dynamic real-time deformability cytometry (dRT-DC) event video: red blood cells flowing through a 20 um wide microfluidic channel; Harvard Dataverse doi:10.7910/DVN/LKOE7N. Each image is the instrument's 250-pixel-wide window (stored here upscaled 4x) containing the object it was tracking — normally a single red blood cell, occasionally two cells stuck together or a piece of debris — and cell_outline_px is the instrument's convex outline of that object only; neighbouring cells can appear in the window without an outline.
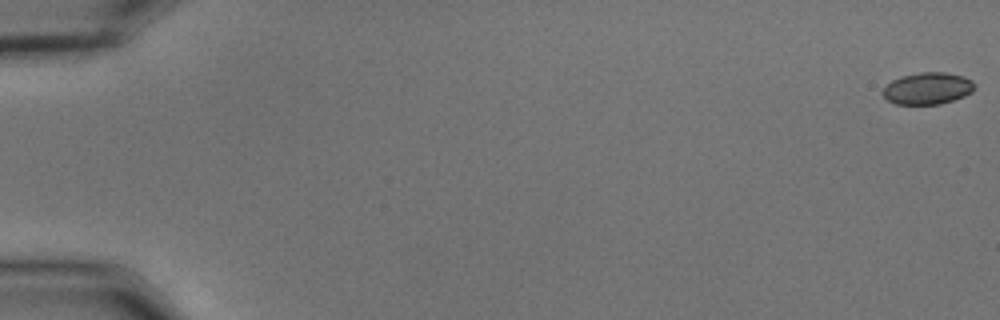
{"species": "common noctule bat (a hibernating species)", "species_latin": "Nyctalus noctula", "temperature_condition": "cold", "stored_images_in_passage": 52, "camera_frame_rate_fps": 3000, "um_per_image_px": 0.085, "animal": {"sex": "male", "body_mass_g": 15.6}, "frame": {"image": 1, "passage_image": 1, "time_ms": 0.0, "image_size_px": [1000, 320], "cell_outline_px": [[976, 88], [972, 92], [964, 96], [940, 104], [896, 104], [888, 100], [880, 92], [892, 80], [900, 76], [920, 72], [944, 72], [964, 76], [972, 80], [976, 84]], "centroid_in_image_um": [78.87, 7.5], "position_along_channel_um": 6.1, "area_um2": 17.17}}
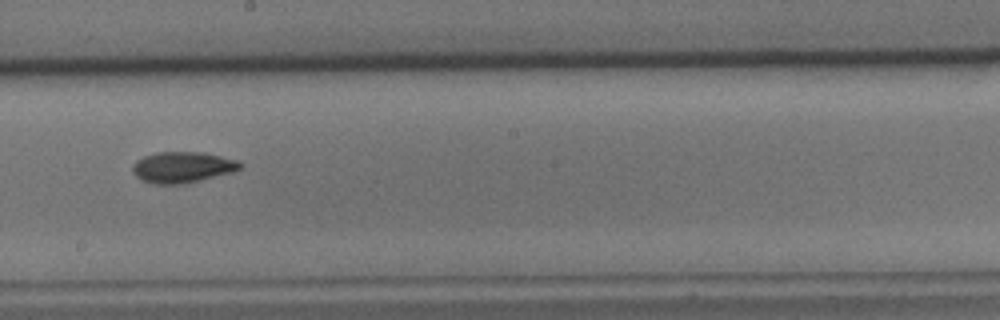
{"frame": {"image": 2, "passage_image": 33, "time_ms": 10.667, "image_size_px": [1000, 320], "cell_outline_px": [[244, 164], [240, 168], [232, 172], [184, 184], [152, 184], [140, 180], [132, 172], [132, 164], [136, 160], [144, 156], [156, 152], [204, 152], [236, 160]], "centroid_in_image_um": [15.46, 14.21], "position_along_channel_um": 232.7, "area_um2": 19.54}}
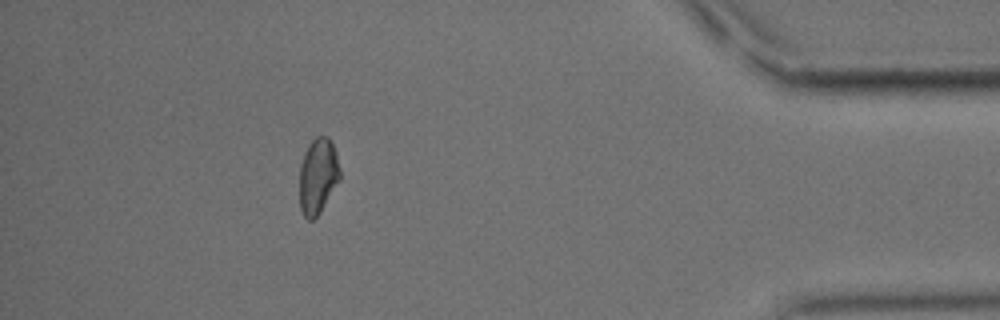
{"frame": {"image": 3, "passage_image": 51, "time_ms": 16.667, "image_size_px": [1000, 320], "cell_outline_px": [[340, 180], [320, 212], [312, 220], [308, 220], [304, 216], [300, 208], [300, 164], [304, 152], [312, 140], [316, 136], [328, 136], [336, 152], [340, 168]], "centroid_in_image_um": [27.03, 14.95], "position_along_channel_um": 408.2, "area_um2": 17.86}}